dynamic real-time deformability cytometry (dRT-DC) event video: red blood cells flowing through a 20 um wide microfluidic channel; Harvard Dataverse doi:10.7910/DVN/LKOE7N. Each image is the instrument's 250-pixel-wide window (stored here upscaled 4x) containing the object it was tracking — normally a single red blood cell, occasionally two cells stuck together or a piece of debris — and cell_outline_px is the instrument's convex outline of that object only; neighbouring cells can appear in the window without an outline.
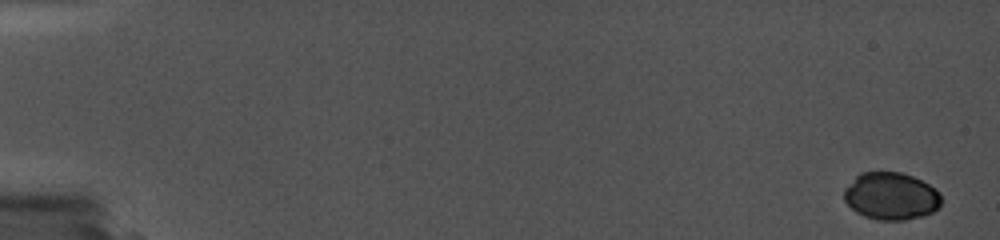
{"species": "common noctule bat (a hibernating species)", "species_latin": "Nyctalus noctula", "temperature_condition": "cold", "stored_images_in_passage": 3, "camera_frame_rate_fps": 5000, "um_per_image_px": 0.085, "animal": {"sex": "female", "body_mass_g": 19.0, "forearm_length_mm": 56.7}, "frame": {"image": 1, "passage_image": 3, "time_ms": 2.4, "image_size_px": [1000, 240], "cell_outline_px": [[940, 208], [932, 212], [920, 216], [904, 220], [880, 220], [864, 216], [856, 212], [844, 200], [844, 188], [860, 172], [900, 172], [912, 176], [936, 188], [940, 192]], "centroid_in_image_um": [75.73, 16.66], "position_along_channel_um": 9.3, "area_um2": 26.82}}